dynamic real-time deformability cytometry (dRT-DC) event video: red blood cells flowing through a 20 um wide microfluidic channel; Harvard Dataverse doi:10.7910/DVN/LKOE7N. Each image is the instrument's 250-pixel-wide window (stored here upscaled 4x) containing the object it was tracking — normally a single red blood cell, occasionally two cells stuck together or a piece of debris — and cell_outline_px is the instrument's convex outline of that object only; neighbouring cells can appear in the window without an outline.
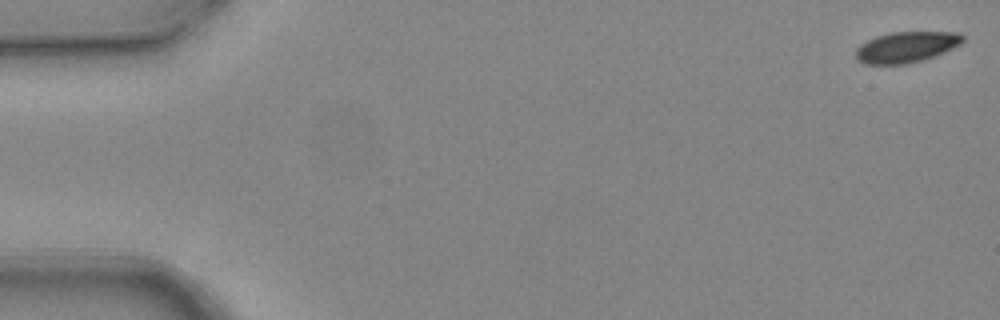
{"species": "common noctule bat (a hibernating species)", "species_latin": "Nyctalus noctula", "temperature_condition": "warm", "stored_images_in_passage": 4, "camera_frame_rate_fps": 3000, "um_per_image_px": 0.085, "animal": {"sex": "female", "body_mass_g": 24.6, "forearm_length_mm": 56.2}, "frame": {"image": 1, "passage_image": 1, "time_ms": 0.0, "image_size_px": [1000, 320], "cell_outline_px": [[964, 40], [960, 44], [944, 52], [908, 64], [864, 64], [856, 56], [856, 48], [860, 44], [876, 36], [888, 32], [960, 32], [964, 36]], "centroid_in_image_um": [77.03, 3.98], "position_along_channel_um": 8.0, "area_um2": 19.13}}
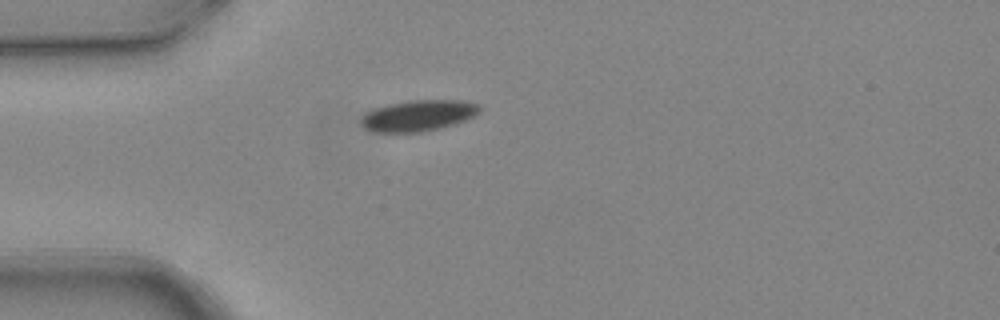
{"frame": {"image": 2, "passage_image": 4, "time_ms": 1.0, "image_size_px": [1000, 320], "cell_outline_px": [[480, 112], [464, 120], [440, 128], [420, 132], [376, 132], [364, 128], [360, 124], [360, 120], [372, 108], [388, 104], [408, 100], [464, 100], [480, 104]], "centroid_in_image_um": [35.54, 9.81], "position_along_channel_um": 49.5, "area_um2": 21.44}}